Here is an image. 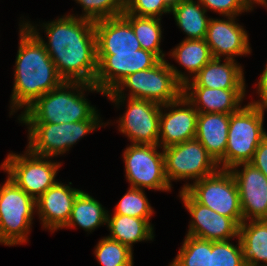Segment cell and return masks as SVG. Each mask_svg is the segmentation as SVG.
Masks as SVG:
<instances>
[{
    "mask_svg": "<svg viewBox=\"0 0 267 266\" xmlns=\"http://www.w3.org/2000/svg\"><path fill=\"white\" fill-rule=\"evenodd\" d=\"M125 91H129L128 94ZM182 91L183 85L175 78L165 59L149 69L128 75L104 96L144 99L163 105L177 100Z\"/></svg>",
    "mask_w": 267,
    "mask_h": 266,
    "instance_id": "5b68a950",
    "label": "cell"
},
{
    "mask_svg": "<svg viewBox=\"0 0 267 266\" xmlns=\"http://www.w3.org/2000/svg\"><path fill=\"white\" fill-rule=\"evenodd\" d=\"M71 185L72 182L66 185L59 181L36 199V215L39 216L43 229L54 233L68 223L74 201L82 192Z\"/></svg>",
    "mask_w": 267,
    "mask_h": 266,
    "instance_id": "ac0fdd59",
    "label": "cell"
},
{
    "mask_svg": "<svg viewBox=\"0 0 267 266\" xmlns=\"http://www.w3.org/2000/svg\"><path fill=\"white\" fill-rule=\"evenodd\" d=\"M176 257L169 266H211L212 241L185 235Z\"/></svg>",
    "mask_w": 267,
    "mask_h": 266,
    "instance_id": "f1b7e54d",
    "label": "cell"
},
{
    "mask_svg": "<svg viewBox=\"0 0 267 266\" xmlns=\"http://www.w3.org/2000/svg\"><path fill=\"white\" fill-rule=\"evenodd\" d=\"M179 197L191 216L186 235L209 241L239 237V225L233 219L198 203L186 190L179 191Z\"/></svg>",
    "mask_w": 267,
    "mask_h": 266,
    "instance_id": "5bb4252c",
    "label": "cell"
},
{
    "mask_svg": "<svg viewBox=\"0 0 267 266\" xmlns=\"http://www.w3.org/2000/svg\"><path fill=\"white\" fill-rule=\"evenodd\" d=\"M94 254L102 266H134L133 251L107 236L99 240Z\"/></svg>",
    "mask_w": 267,
    "mask_h": 266,
    "instance_id": "f546056e",
    "label": "cell"
},
{
    "mask_svg": "<svg viewBox=\"0 0 267 266\" xmlns=\"http://www.w3.org/2000/svg\"><path fill=\"white\" fill-rule=\"evenodd\" d=\"M21 21L10 116L20 109L24 111L37 98L64 82L42 41Z\"/></svg>",
    "mask_w": 267,
    "mask_h": 266,
    "instance_id": "7a4b0ae2",
    "label": "cell"
},
{
    "mask_svg": "<svg viewBox=\"0 0 267 266\" xmlns=\"http://www.w3.org/2000/svg\"><path fill=\"white\" fill-rule=\"evenodd\" d=\"M159 61L154 53L144 49L137 50V53L97 54L94 85L105 95L128 75L149 69Z\"/></svg>",
    "mask_w": 267,
    "mask_h": 266,
    "instance_id": "4fadbf2b",
    "label": "cell"
},
{
    "mask_svg": "<svg viewBox=\"0 0 267 266\" xmlns=\"http://www.w3.org/2000/svg\"><path fill=\"white\" fill-rule=\"evenodd\" d=\"M103 120H84L70 123H22L27 126V149L39 156L58 157L69 152L87 134L106 126Z\"/></svg>",
    "mask_w": 267,
    "mask_h": 266,
    "instance_id": "52a82bcc",
    "label": "cell"
},
{
    "mask_svg": "<svg viewBox=\"0 0 267 266\" xmlns=\"http://www.w3.org/2000/svg\"><path fill=\"white\" fill-rule=\"evenodd\" d=\"M226 18V19H225ZM210 18L205 41L214 58L233 59L251 54L249 35L236 16Z\"/></svg>",
    "mask_w": 267,
    "mask_h": 266,
    "instance_id": "e0dca14e",
    "label": "cell"
},
{
    "mask_svg": "<svg viewBox=\"0 0 267 266\" xmlns=\"http://www.w3.org/2000/svg\"><path fill=\"white\" fill-rule=\"evenodd\" d=\"M237 244L231 240L212 241L211 266H246L240 238Z\"/></svg>",
    "mask_w": 267,
    "mask_h": 266,
    "instance_id": "d6a6232c",
    "label": "cell"
},
{
    "mask_svg": "<svg viewBox=\"0 0 267 266\" xmlns=\"http://www.w3.org/2000/svg\"><path fill=\"white\" fill-rule=\"evenodd\" d=\"M82 7L78 17L92 21L120 16L125 11L126 0H75Z\"/></svg>",
    "mask_w": 267,
    "mask_h": 266,
    "instance_id": "1f68e13d",
    "label": "cell"
},
{
    "mask_svg": "<svg viewBox=\"0 0 267 266\" xmlns=\"http://www.w3.org/2000/svg\"><path fill=\"white\" fill-rule=\"evenodd\" d=\"M154 212L145 190L129 187L125 195L116 204L113 214L151 220Z\"/></svg>",
    "mask_w": 267,
    "mask_h": 266,
    "instance_id": "4dcf8cb0",
    "label": "cell"
},
{
    "mask_svg": "<svg viewBox=\"0 0 267 266\" xmlns=\"http://www.w3.org/2000/svg\"><path fill=\"white\" fill-rule=\"evenodd\" d=\"M108 210L86 191H82L75 199L71 217L64 228H82L88 233L107 224Z\"/></svg>",
    "mask_w": 267,
    "mask_h": 266,
    "instance_id": "4316f807",
    "label": "cell"
},
{
    "mask_svg": "<svg viewBox=\"0 0 267 266\" xmlns=\"http://www.w3.org/2000/svg\"><path fill=\"white\" fill-rule=\"evenodd\" d=\"M97 54L137 53L141 49L131 24L122 16L94 22Z\"/></svg>",
    "mask_w": 267,
    "mask_h": 266,
    "instance_id": "d6986e66",
    "label": "cell"
},
{
    "mask_svg": "<svg viewBox=\"0 0 267 266\" xmlns=\"http://www.w3.org/2000/svg\"><path fill=\"white\" fill-rule=\"evenodd\" d=\"M177 0H126L125 11L139 17L160 18L169 14Z\"/></svg>",
    "mask_w": 267,
    "mask_h": 266,
    "instance_id": "836d02e7",
    "label": "cell"
},
{
    "mask_svg": "<svg viewBox=\"0 0 267 266\" xmlns=\"http://www.w3.org/2000/svg\"><path fill=\"white\" fill-rule=\"evenodd\" d=\"M27 21V22H26ZM23 23L42 41L60 77L67 82L94 85L97 73V47L94 21L68 14L42 23L47 42L34 23Z\"/></svg>",
    "mask_w": 267,
    "mask_h": 266,
    "instance_id": "6da1fadb",
    "label": "cell"
},
{
    "mask_svg": "<svg viewBox=\"0 0 267 266\" xmlns=\"http://www.w3.org/2000/svg\"><path fill=\"white\" fill-rule=\"evenodd\" d=\"M36 200L10 178L0 185V244L23 245L29 242Z\"/></svg>",
    "mask_w": 267,
    "mask_h": 266,
    "instance_id": "8992f818",
    "label": "cell"
},
{
    "mask_svg": "<svg viewBox=\"0 0 267 266\" xmlns=\"http://www.w3.org/2000/svg\"><path fill=\"white\" fill-rule=\"evenodd\" d=\"M166 178L172 181L193 180V183L216 173L215 159L196 138L163 148Z\"/></svg>",
    "mask_w": 267,
    "mask_h": 266,
    "instance_id": "8fae6325",
    "label": "cell"
},
{
    "mask_svg": "<svg viewBox=\"0 0 267 266\" xmlns=\"http://www.w3.org/2000/svg\"><path fill=\"white\" fill-rule=\"evenodd\" d=\"M103 92L95 85L64 81L37 98L18 116L19 123H70L84 120H101L100 113L86 99L85 92Z\"/></svg>",
    "mask_w": 267,
    "mask_h": 266,
    "instance_id": "3957f363",
    "label": "cell"
},
{
    "mask_svg": "<svg viewBox=\"0 0 267 266\" xmlns=\"http://www.w3.org/2000/svg\"><path fill=\"white\" fill-rule=\"evenodd\" d=\"M222 60L224 61L223 63ZM213 58L183 87L246 89L244 70L236 59Z\"/></svg>",
    "mask_w": 267,
    "mask_h": 266,
    "instance_id": "ffe728a7",
    "label": "cell"
},
{
    "mask_svg": "<svg viewBox=\"0 0 267 266\" xmlns=\"http://www.w3.org/2000/svg\"><path fill=\"white\" fill-rule=\"evenodd\" d=\"M266 110V107L248 102L230 114L226 152L217 162L220 169L230 170L235 165L252 161L256 148L267 135L263 127Z\"/></svg>",
    "mask_w": 267,
    "mask_h": 266,
    "instance_id": "277c9868",
    "label": "cell"
},
{
    "mask_svg": "<svg viewBox=\"0 0 267 266\" xmlns=\"http://www.w3.org/2000/svg\"><path fill=\"white\" fill-rule=\"evenodd\" d=\"M250 164L259 169L267 177V135L256 148Z\"/></svg>",
    "mask_w": 267,
    "mask_h": 266,
    "instance_id": "d590c367",
    "label": "cell"
},
{
    "mask_svg": "<svg viewBox=\"0 0 267 266\" xmlns=\"http://www.w3.org/2000/svg\"><path fill=\"white\" fill-rule=\"evenodd\" d=\"M208 10L225 16H240L239 14L253 11V7L246 0H198Z\"/></svg>",
    "mask_w": 267,
    "mask_h": 266,
    "instance_id": "e575fe53",
    "label": "cell"
},
{
    "mask_svg": "<svg viewBox=\"0 0 267 266\" xmlns=\"http://www.w3.org/2000/svg\"><path fill=\"white\" fill-rule=\"evenodd\" d=\"M246 89L183 87L182 94L198 113L231 114L242 107Z\"/></svg>",
    "mask_w": 267,
    "mask_h": 266,
    "instance_id": "44dd1931",
    "label": "cell"
},
{
    "mask_svg": "<svg viewBox=\"0 0 267 266\" xmlns=\"http://www.w3.org/2000/svg\"><path fill=\"white\" fill-rule=\"evenodd\" d=\"M197 119L198 111L183 94L177 100L163 104L158 145L163 149L195 138Z\"/></svg>",
    "mask_w": 267,
    "mask_h": 266,
    "instance_id": "9a60e30c",
    "label": "cell"
},
{
    "mask_svg": "<svg viewBox=\"0 0 267 266\" xmlns=\"http://www.w3.org/2000/svg\"><path fill=\"white\" fill-rule=\"evenodd\" d=\"M182 190H186L198 203L233 219L239 226L243 222L238 188L229 170L219 169L191 184L186 181L179 191Z\"/></svg>",
    "mask_w": 267,
    "mask_h": 266,
    "instance_id": "9c48e42d",
    "label": "cell"
},
{
    "mask_svg": "<svg viewBox=\"0 0 267 266\" xmlns=\"http://www.w3.org/2000/svg\"><path fill=\"white\" fill-rule=\"evenodd\" d=\"M253 8L254 6L256 7L258 5H261L262 7L264 6L265 8H267V0H246Z\"/></svg>",
    "mask_w": 267,
    "mask_h": 266,
    "instance_id": "74e56055",
    "label": "cell"
},
{
    "mask_svg": "<svg viewBox=\"0 0 267 266\" xmlns=\"http://www.w3.org/2000/svg\"><path fill=\"white\" fill-rule=\"evenodd\" d=\"M159 145L131 144L123 151L125 177L130 187L170 192L163 149Z\"/></svg>",
    "mask_w": 267,
    "mask_h": 266,
    "instance_id": "30bf717a",
    "label": "cell"
},
{
    "mask_svg": "<svg viewBox=\"0 0 267 266\" xmlns=\"http://www.w3.org/2000/svg\"><path fill=\"white\" fill-rule=\"evenodd\" d=\"M239 238L246 266H267V219L243 221Z\"/></svg>",
    "mask_w": 267,
    "mask_h": 266,
    "instance_id": "d4e9b609",
    "label": "cell"
},
{
    "mask_svg": "<svg viewBox=\"0 0 267 266\" xmlns=\"http://www.w3.org/2000/svg\"><path fill=\"white\" fill-rule=\"evenodd\" d=\"M229 171L238 188L243 221L267 219V177L250 163Z\"/></svg>",
    "mask_w": 267,
    "mask_h": 266,
    "instance_id": "2e32d148",
    "label": "cell"
},
{
    "mask_svg": "<svg viewBox=\"0 0 267 266\" xmlns=\"http://www.w3.org/2000/svg\"><path fill=\"white\" fill-rule=\"evenodd\" d=\"M120 108L127 107L124 114L119 116L118 130L127 136L131 144L158 145L161 104L150 100L126 97H108Z\"/></svg>",
    "mask_w": 267,
    "mask_h": 266,
    "instance_id": "7c38bea8",
    "label": "cell"
},
{
    "mask_svg": "<svg viewBox=\"0 0 267 266\" xmlns=\"http://www.w3.org/2000/svg\"><path fill=\"white\" fill-rule=\"evenodd\" d=\"M108 212L107 227L110 239L128 246L133 251V244L142 241H153L154 227L150 220L127 215H117Z\"/></svg>",
    "mask_w": 267,
    "mask_h": 266,
    "instance_id": "cb8c5ba5",
    "label": "cell"
},
{
    "mask_svg": "<svg viewBox=\"0 0 267 266\" xmlns=\"http://www.w3.org/2000/svg\"><path fill=\"white\" fill-rule=\"evenodd\" d=\"M230 114L198 113L195 138L218 162L226 152Z\"/></svg>",
    "mask_w": 267,
    "mask_h": 266,
    "instance_id": "603a6c76",
    "label": "cell"
},
{
    "mask_svg": "<svg viewBox=\"0 0 267 266\" xmlns=\"http://www.w3.org/2000/svg\"><path fill=\"white\" fill-rule=\"evenodd\" d=\"M258 83L255 85V88L257 89L259 100L250 101L251 104L258 105L261 107L267 108V62L266 66L264 67V70L262 72L261 77H259Z\"/></svg>",
    "mask_w": 267,
    "mask_h": 266,
    "instance_id": "8d00e7d4",
    "label": "cell"
},
{
    "mask_svg": "<svg viewBox=\"0 0 267 266\" xmlns=\"http://www.w3.org/2000/svg\"><path fill=\"white\" fill-rule=\"evenodd\" d=\"M61 165L62 162L35 155L26 149L24 154L8 153L0 169L7 173V177L18 187L36 200L58 182L56 175Z\"/></svg>",
    "mask_w": 267,
    "mask_h": 266,
    "instance_id": "ba28073f",
    "label": "cell"
},
{
    "mask_svg": "<svg viewBox=\"0 0 267 266\" xmlns=\"http://www.w3.org/2000/svg\"><path fill=\"white\" fill-rule=\"evenodd\" d=\"M132 26L141 49L154 53L160 60H165V52L161 49L162 24L160 18L139 17L124 11L121 14Z\"/></svg>",
    "mask_w": 267,
    "mask_h": 266,
    "instance_id": "83f0119b",
    "label": "cell"
},
{
    "mask_svg": "<svg viewBox=\"0 0 267 266\" xmlns=\"http://www.w3.org/2000/svg\"><path fill=\"white\" fill-rule=\"evenodd\" d=\"M176 63L186 70L182 72L173 64L169 63L175 78L184 85L191 80L209 61L214 57L205 39H183L175 48L169 51ZM187 71V73H186ZM189 72V73H188ZM186 73V74H185Z\"/></svg>",
    "mask_w": 267,
    "mask_h": 266,
    "instance_id": "7402d4cb",
    "label": "cell"
},
{
    "mask_svg": "<svg viewBox=\"0 0 267 266\" xmlns=\"http://www.w3.org/2000/svg\"><path fill=\"white\" fill-rule=\"evenodd\" d=\"M206 12L198 0H177L170 11L186 40L205 39L210 19Z\"/></svg>",
    "mask_w": 267,
    "mask_h": 266,
    "instance_id": "484cf974",
    "label": "cell"
}]
</instances>
